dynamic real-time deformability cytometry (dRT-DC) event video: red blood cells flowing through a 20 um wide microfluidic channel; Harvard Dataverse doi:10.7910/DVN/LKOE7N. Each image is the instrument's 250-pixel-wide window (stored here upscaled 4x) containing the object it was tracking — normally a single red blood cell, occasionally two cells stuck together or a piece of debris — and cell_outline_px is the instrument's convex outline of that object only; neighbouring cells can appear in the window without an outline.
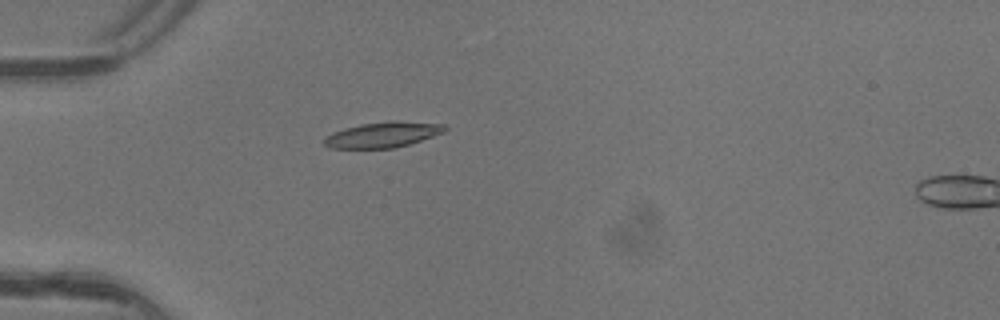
{"species": "common noctule bat (a hibernating species)", "species_latin": "Nyctalus noctula", "temperature_condition": "warm", "stored_images_in_passage": 6, "camera_frame_rate_fps": 3000, "um_per_image_px": 0.085, "animal": {"sex": "female"}, "frame": {"image": 1, "passage_image": 5, "time_ms": 1.333, "image_size_px": [1000, 320], "cell_outline_px": [[448, 128], [444, 132], [396, 148], [328, 148], [324, 144], [324, 136], [332, 132], [344, 128], [360, 124], [388, 120], [396, 120], [448, 124]], "centroid_in_image_um": [32.54, 11.43], "position_along_channel_um": 52.5, "area_um2": 18.21}}